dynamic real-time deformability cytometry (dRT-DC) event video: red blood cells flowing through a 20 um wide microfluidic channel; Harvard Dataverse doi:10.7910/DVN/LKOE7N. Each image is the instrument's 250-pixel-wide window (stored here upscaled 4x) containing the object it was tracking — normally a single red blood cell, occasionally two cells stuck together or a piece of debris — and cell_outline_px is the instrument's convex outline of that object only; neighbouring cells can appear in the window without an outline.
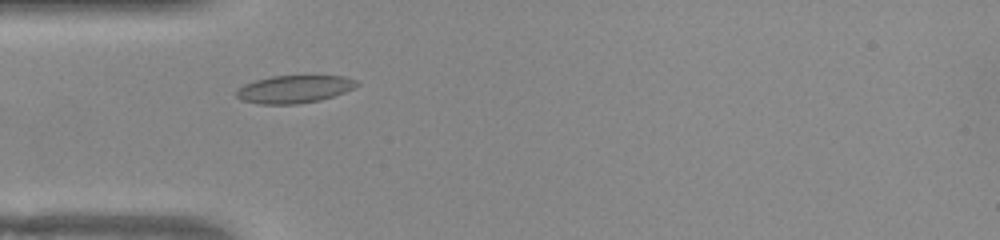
{"species": "common noctule bat (a hibernating species)", "species_latin": "Nyctalus noctula", "temperature_condition": "warm", "stored_images_in_passage": 33, "camera_frame_rate_fps": 3000, "um_per_image_px": 0.085, "animal": {"sex": "female", "body_mass_g": 22.0, "forearm_length_mm": 56.7}, "frame": {"image": 1, "passage_image": 3, "time_ms": 0.667, "image_size_px": [1000, 240], "cell_outline_px": [[360, 84], [356, 88], [320, 100], [296, 104], [260, 104], [240, 100], [236, 96], [236, 88], [244, 84], [256, 80], [272, 76], [344, 76], [356, 80]], "centroid_in_image_um": [25.0, 7.58], "position_along_channel_um": 60.0, "area_um2": 19.48}}
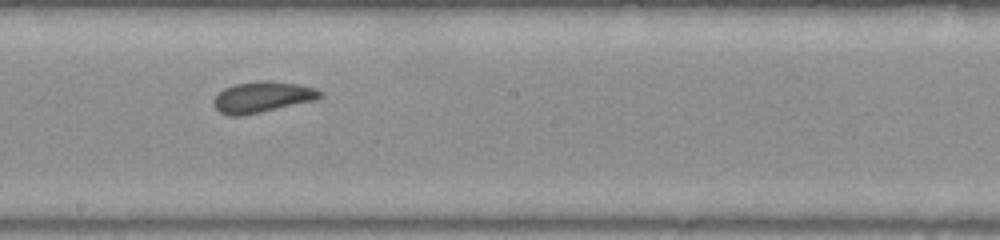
{"frame": {"image": 2, "passage_image": 16, "time_ms": 5.0, "image_size_px": [1000, 240], "cell_outline_px": [[324, 96], [316, 100], [260, 112], [240, 116], [228, 116], [220, 112], [212, 104], [212, 100], [224, 88], [236, 84], [268, 80], [300, 84], [316, 88]], "centroid_in_image_um": [22.31, 8.25], "position_along_channel_um": 225.9, "area_um2": 19.13}}
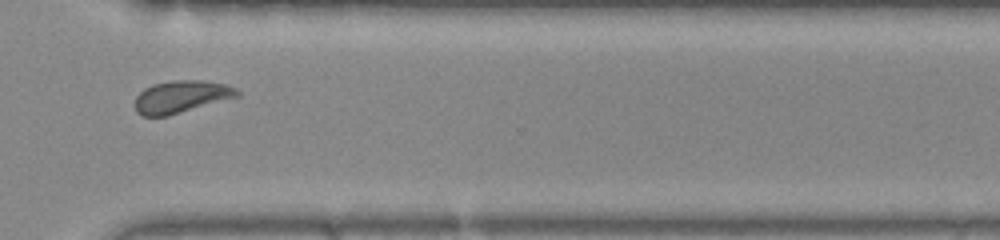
{"frame": {"image": 3, "passage_image": 26, "time_ms": 8.333, "image_size_px": [1000, 240], "cell_outline_px": [[240, 96], [168, 116], [140, 116], [136, 112], [136, 96], [144, 88], [152, 84], [172, 80], [204, 80], [228, 84], [236, 88], [240, 92]], "centroid_in_image_um": [15.42, 8.21], "position_along_channel_um": 355.2, "area_um2": 19.48}, "authors_computed_cell_mechanics": {"area_um2": 18.6694, "velocity_mm_per_s": 3.8638, "shape_relaxation_time_tau1_ms": null, "shape_relaxation_time_tau2_ms": 1.9398, "deformation_change_tau1": null, "deformation_change_tau2": 0.0835}}